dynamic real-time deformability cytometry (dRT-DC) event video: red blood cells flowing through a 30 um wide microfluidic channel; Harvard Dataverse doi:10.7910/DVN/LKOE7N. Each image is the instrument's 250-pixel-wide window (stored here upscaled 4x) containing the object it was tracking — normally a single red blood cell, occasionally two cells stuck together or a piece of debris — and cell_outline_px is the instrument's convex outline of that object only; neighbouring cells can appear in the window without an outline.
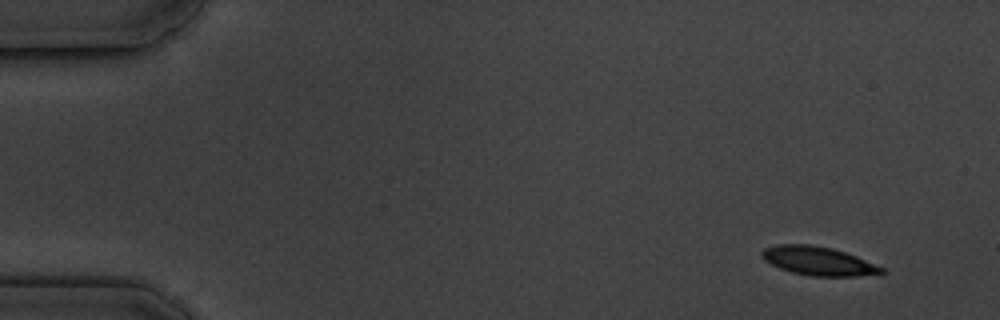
{"species": "common noctule bat (a hibernating species)", "species_latin": "Nyctalus noctula", "temperature_condition": "cold", "stored_images_in_passage": 5, "camera_frame_rate_fps": 3000, "um_per_image_px": 0.085, "animal": {"sex": "male", "body_mass_g": 19.5, "forearm_length_mm": 54.6}, "frame": {"image": 1, "passage_image": 1, "time_ms": 0.0, "image_size_px": [1000, 320], "cell_outline_px": [[884, 272], [880, 276], [812, 276], [792, 272], [780, 268], [764, 260], [760, 256], [760, 252], [764, 248], [776, 244], [808, 244], [832, 248], [856, 256], [884, 268]], "centroid_in_image_um": [69.57, 22.19], "position_along_channel_um": 15.4, "area_um2": 20.17}}
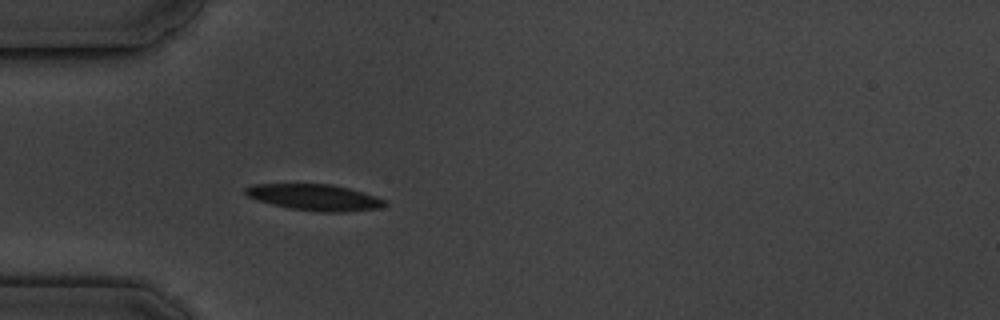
{"frame": {"image": 2, "passage_image": 5, "time_ms": 4.333, "image_size_px": [1000, 320], "cell_outline_px": [[388, 204], [380, 208], [344, 212], [320, 212], [288, 208], [256, 200], [248, 196], [244, 192], [244, 188], [252, 184], [332, 184], [348, 188], [376, 196], [384, 200]], "centroid_in_image_um": [26.73, 16.77], "position_along_channel_um": 58.3, "area_um2": 21.33}}